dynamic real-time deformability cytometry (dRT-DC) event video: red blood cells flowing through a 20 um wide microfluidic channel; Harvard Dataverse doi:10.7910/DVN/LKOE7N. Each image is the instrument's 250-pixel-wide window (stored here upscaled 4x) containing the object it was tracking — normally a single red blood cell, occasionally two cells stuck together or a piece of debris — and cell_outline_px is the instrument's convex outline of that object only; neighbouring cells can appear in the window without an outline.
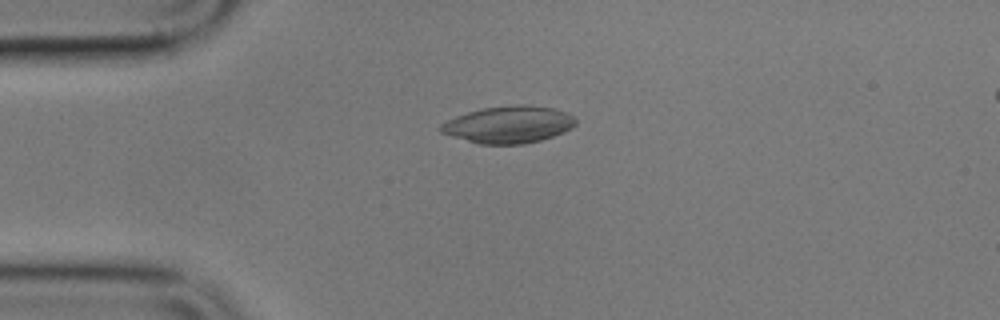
{"species": "common noctule bat (a hibernating species)", "species_latin": "Nyctalus noctula", "temperature_condition": "cold", "stored_images_in_passage": 6, "segment_of_instrument_passage": [1, 2], "camera_frame_rate_fps": 3000, "um_per_image_px": 0.085, "animal": {"sex": "male", "body_mass_g": 17.9}, "frame": {"image": 1, "passage_image": 4, "time_ms": 3.333, "image_size_px": [1000, 320], "cell_outline_px": [[576, 124], [572, 128], [564, 132], [540, 140], [524, 144], [476, 144], [440, 132], [440, 124], [456, 116], [468, 112], [484, 108], [516, 104], [520, 104], [556, 108], [568, 112], [576, 116]], "centroid_in_image_um": [43.27, 10.58], "position_along_channel_um": 41.7, "area_um2": 29.3}}